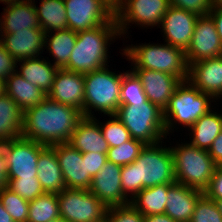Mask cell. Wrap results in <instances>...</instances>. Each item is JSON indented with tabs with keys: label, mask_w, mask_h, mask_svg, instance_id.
<instances>
[{
	"label": "cell",
	"mask_w": 222,
	"mask_h": 222,
	"mask_svg": "<svg viewBox=\"0 0 222 222\" xmlns=\"http://www.w3.org/2000/svg\"><path fill=\"white\" fill-rule=\"evenodd\" d=\"M114 12L123 4L125 0H103Z\"/></svg>",
	"instance_id": "49"
},
{
	"label": "cell",
	"mask_w": 222,
	"mask_h": 222,
	"mask_svg": "<svg viewBox=\"0 0 222 222\" xmlns=\"http://www.w3.org/2000/svg\"><path fill=\"white\" fill-rule=\"evenodd\" d=\"M6 80L0 76V95L5 93Z\"/></svg>",
	"instance_id": "50"
},
{
	"label": "cell",
	"mask_w": 222,
	"mask_h": 222,
	"mask_svg": "<svg viewBox=\"0 0 222 222\" xmlns=\"http://www.w3.org/2000/svg\"><path fill=\"white\" fill-rule=\"evenodd\" d=\"M198 17L184 9L170 6L158 27L162 29L164 42L186 51L191 43Z\"/></svg>",
	"instance_id": "16"
},
{
	"label": "cell",
	"mask_w": 222,
	"mask_h": 222,
	"mask_svg": "<svg viewBox=\"0 0 222 222\" xmlns=\"http://www.w3.org/2000/svg\"><path fill=\"white\" fill-rule=\"evenodd\" d=\"M40 1V0H39ZM40 28L45 32L67 29L66 8L63 0H41L39 7L36 2Z\"/></svg>",
	"instance_id": "31"
},
{
	"label": "cell",
	"mask_w": 222,
	"mask_h": 222,
	"mask_svg": "<svg viewBox=\"0 0 222 222\" xmlns=\"http://www.w3.org/2000/svg\"><path fill=\"white\" fill-rule=\"evenodd\" d=\"M2 144L8 166L7 178L37 177V161L45 145L22 136Z\"/></svg>",
	"instance_id": "12"
},
{
	"label": "cell",
	"mask_w": 222,
	"mask_h": 222,
	"mask_svg": "<svg viewBox=\"0 0 222 222\" xmlns=\"http://www.w3.org/2000/svg\"><path fill=\"white\" fill-rule=\"evenodd\" d=\"M170 6L184 9L198 16H206L212 9L211 0H169Z\"/></svg>",
	"instance_id": "40"
},
{
	"label": "cell",
	"mask_w": 222,
	"mask_h": 222,
	"mask_svg": "<svg viewBox=\"0 0 222 222\" xmlns=\"http://www.w3.org/2000/svg\"><path fill=\"white\" fill-rule=\"evenodd\" d=\"M163 141L145 144L134 162L122 166L121 186L130 201L145 188L175 183L173 155Z\"/></svg>",
	"instance_id": "2"
},
{
	"label": "cell",
	"mask_w": 222,
	"mask_h": 222,
	"mask_svg": "<svg viewBox=\"0 0 222 222\" xmlns=\"http://www.w3.org/2000/svg\"><path fill=\"white\" fill-rule=\"evenodd\" d=\"M203 195L200 190L175 182L168 189L165 214L177 222H190L195 206Z\"/></svg>",
	"instance_id": "22"
},
{
	"label": "cell",
	"mask_w": 222,
	"mask_h": 222,
	"mask_svg": "<svg viewBox=\"0 0 222 222\" xmlns=\"http://www.w3.org/2000/svg\"><path fill=\"white\" fill-rule=\"evenodd\" d=\"M178 143V144H177ZM170 146L175 182L204 192L209 186L216 164L208 150L197 148L187 142Z\"/></svg>",
	"instance_id": "7"
},
{
	"label": "cell",
	"mask_w": 222,
	"mask_h": 222,
	"mask_svg": "<svg viewBox=\"0 0 222 222\" xmlns=\"http://www.w3.org/2000/svg\"><path fill=\"white\" fill-rule=\"evenodd\" d=\"M212 8H221L222 9V0H211Z\"/></svg>",
	"instance_id": "51"
},
{
	"label": "cell",
	"mask_w": 222,
	"mask_h": 222,
	"mask_svg": "<svg viewBox=\"0 0 222 222\" xmlns=\"http://www.w3.org/2000/svg\"><path fill=\"white\" fill-rule=\"evenodd\" d=\"M22 1H28V2H37V0H22Z\"/></svg>",
	"instance_id": "55"
},
{
	"label": "cell",
	"mask_w": 222,
	"mask_h": 222,
	"mask_svg": "<svg viewBox=\"0 0 222 222\" xmlns=\"http://www.w3.org/2000/svg\"><path fill=\"white\" fill-rule=\"evenodd\" d=\"M208 15L213 19L220 42L222 44V9L212 8Z\"/></svg>",
	"instance_id": "46"
},
{
	"label": "cell",
	"mask_w": 222,
	"mask_h": 222,
	"mask_svg": "<svg viewBox=\"0 0 222 222\" xmlns=\"http://www.w3.org/2000/svg\"><path fill=\"white\" fill-rule=\"evenodd\" d=\"M60 218L68 222H104L107 207L89 190L65 188L57 194Z\"/></svg>",
	"instance_id": "9"
},
{
	"label": "cell",
	"mask_w": 222,
	"mask_h": 222,
	"mask_svg": "<svg viewBox=\"0 0 222 222\" xmlns=\"http://www.w3.org/2000/svg\"><path fill=\"white\" fill-rule=\"evenodd\" d=\"M190 222H222V214L215 201L203 195L195 206Z\"/></svg>",
	"instance_id": "38"
},
{
	"label": "cell",
	"mask_w": 222,
	"mask_h": 222,
	"mask_svg": "<svg viewBox=\"0 0 222 222\" xmlns=\"http://www.w3.org/2000/svg\"><path fill=\"white\" fill-rule=\"evenodd\" d=\"M83 113L46 97L24 111L22 137L45 146L68 143Z\"/></svg>",
	"instance_id": "1"
},
{
	"label": "cell",
	"mask_w": 222,
	"mask_h": 222,
	"mask_svg": "<svg viewBox=\"0 0 222 222\" xmlns=\"http://www.w3.org/2000/svg\"><path fill=\"white\" fill-rule=\"evenodd\" d=\"M45 32L42 29H26L13 34H1V43L16 61L39 57L44 51Z\"/></svg>",
	"instance_id": "20"
},
{
	"label": "cell",
	"mask_w": 222,
	"mask_h": 222,
	"mask_svg": "<svg viewBox=\"0 0 222 222\" xmlns=\"http://www.w3.org/2000/svg\"><path fill=\"white\" fill-rule=\"evenodd\" d=\"M84 74L59 68L47 97L64 105L72 106L84 116Z\"/></svg>",
	"instance_id": "18"
},
{
	"label": "cell",
	"mask_w": 222,
	"mask_h": 222,
	"mask_svg": "<svg viewBox=\"0 0 222 222\" xmlns=\"http://www.w3.org/2000/svg\"><path fill=\"white\" fill-rule=\"evenodd\" d=\"M144 222H177L173 220L170 216L167 214H154V215H148L144 216Z\"/></svg>",
	"instance_id": "47"
},
{
	"label": "cell",
	"mask_w": 222,
	"mask_h": 222,
	"mask_svg": "<svg viewBox=\"0 0 222 222\" xmlns=\"http://www.w3.org/2000/svg\"><path fill=\"white\" fill-rule=\"evenodd\" d=\"M42 57L17 61L16 72L47 94L52 88L55 74L59 68L51 63L49 57L46 58L47 60Z\"/></svg>",
	"instance_id": "24"
},
{
	"label": "cell",
	"mask_w": 222,
	"mask_h": 222,
	"mask_svg": "<svg viewBox=\"0 0 222 222\" xmlns=\"http://www.w3.org/2000/svg\"><path fill=\"white\" fill-rule=\"evenodd\" d=\"M173 184H161L141 190L130 204L143 216L164 214L168 189Z\"/></svg>",
	"instance_id": "30"
},
{
	"label": "cell",
	"mask_w": 222,
	"mask_h": 222,
	"mask_svg": "<svg viewBox=\"0 0 222 222\" xmlns=\"http://www.w3.org/2000/svg\"><path fill=\"white\" fill-rule=\"evenodd\" d=\"M59 218V202L56 193H45L29 201L27 222H51Z\"/></svg>",
	"instance_id": "32"
},
{
	"label": "cell",
	"mask_w": 222,
	"mask_h": 222,
	"mask_svg": "<svg viewBox=\"0 0 222 222\" xmlns=\"http://www.w3.org/2000/svg\"><path fill=\"white\" fill-rule=\"evenodd\" d=\"M220 112V113H219ZM222 111L210 109L201 116L187 131L190 144L200 149L209 150L213 141L222 131Z\"/></svg>",
	"instance_id": "26"
},
{
	"label": "cell",
	"mask_w": 222,
	"mask_h": 222,
	"mask_svg": "<svg viewBox=\"0 0 222 222\" xmlns=\"http://www.w3.org/2000/svg\"><path fill=\"white\" fill-rule=\"evenodd\" d=\"M15 58L0 43V76L5 80L16 71Z\"/></svg>",
	"instance_id": "42"
},
{
	"label": "cell",
	"mask_w": 222,
	"mask_h": 222,
	"mask_svg": "<svg viewBox=\"0 0 222 222\" xmlns=\"http://www.w3.org/2000/svg\"><path fill=\"white\" fill-rule=\"evenodd\" d=\"M1 38H2V35H1V26H0V43H1Z\"/></svg>",
	"instance_id": "56"
},
{
	"label": "cell",
	"mask_w": 222,
	"mask_h": 222,
	"mask_svg": "<svg viewBox=\"0 0 222 222\" xmlns=\"http://www.w3.org/2000/svg\"><path fill=\"white\" fill-rule=\"evenodd\" d=\"M114 116L123 123L133 139L144 144H155L168 139L163 110L149 100L140 107L120 105Z\"/></svg>",
	"instance_id": "8"
},
{
	"label": "cell",
	"mask_w": 222,
	"mask_h": 222,
	"mask_svg": "<svg viewBox=\"0 0 222 222\" xmlns=\"http://www.w3.org/2000/svg\"><path fill=\"white\" fill-rule=\"evenodd\" d=\"M210 156L212 157L214 163L217 166H222V131L213 141L211 147L208 150Z\"/></svg>",
	"instance_id": "44"
},
{
	"label": "cell",
	"mask_w": 222,
	"mask_h": 222,
	"mask_svg": "<svg viewBox=\"0 0 222 222\" xmlns=\"http://www.w3.org/2000/svg\"><path fill=\"white\" fill-rule=\"evenodd\" d=\"M8 188L27 201L45 194L37 177L8 178Z\"/></svg>",
	"instance_id": "37"
},
{
	"label": "cell",
	"mask_w": 222,
	"mask_h": 222,
	"mask_svg": "<svg viewBox=\"0 0 222 222\" xmlns=\"http://www.w3.org/2000/svg\"><path fill=\"white\" fill-rule=\"evenodd\" d=\"M51 222H68V221H66L65 219L59 218V219L53 220Z\"/></svg>",
	"instance_id": "54"
},
{
	"label": "cell",
	"mask_w": 222,
	"mask_h": 222,
	"mask_svg": "<svg viewBox=\"0 0 222 222\" xmlns=\"http://www.w3.org/2000/svg\"><path fill=\"white\" fill-rule=\"evenodd\" d=\"M0 17L1 34H13L26 29H41L34 2L17 1L3 8Z\"/></svg>",
	"instance_id": "21"
},
{
	"label": "cell",
	"mask_w": 222,
	"mask_h": 222,
	"mask_svg": "<svg viewBox=\"0 0 222 222\" xmlns=\"http://www.w3.org/2000/svg\"><path fill=\"white\" fill-rule=\"evenodd\" d=\"M17 1H20V0H0V3H3L4 5H9L13 2H17Z\"/></svg>",
	"instance_id": "53"
},
{
	"label": "cell",
	"mask_w": 222,
	"mask_h": 222,
	"mask_svg": "<svg viewBox=\"0 0 222 222\" xmlns=\"http://www.w3.org/2000/svg\"><path fill=\"white\" fill-rule=\"evenodd\" d=\"M188 81L214 100L222 98V56L191 63Z\"/></svg>",
	"instance_id": "19"
},
{
	"label": "cell",
	"mask_w": 222,
	"mask_h": 222,
	"mask_svg": "<svg viewBox=\"0 0 222 222\" xmlns=\"http://www.w3.org/2000/svg\"><path fill=\"white\" fill-rule=\"evenodd\" d=\"M51 147L55 150L65 187L89 190L93 177L87 172L86 153H81L69 143L55 144Z\"/></svg>",
	"instance_id": "13"
},
{
	"label": "cell",
	"mask_w": 222,
	"mask_h": 222,
	"mask_svg": "<svg viewBox=\"0 0 222 222\" xmlns=\"http://www.w3.org/2000/svg\"><path fill=\"white\" fill-rule=\"evenodd\" d=\"M142 43L124 47L119 53L128 61H131V69H148L162 71L188 80V64L185 51L176 46L154 43ZM127 57V58H126Z\"/></svg>",
	"instance_id": "4"
},
{
	"label": "cell",
	"mask_w": 222,
	"mask_h": 222,
	"mask_svg": "<svg viewBox=\"0 0 222 222\" xmlns=\"http://www.w3.org/2000/svg\"><path fill=\"white\" fill-rule=\"evenodd\" d=\"M109 120L105 123L100 122L95 116L94 119L99 123L102 134L110 147H117L124 142L129 141L132 137L123 123L114 115L109 116Z\"/></svg>",
	"instance_id": "36"
},
{
	"label": "cell",
	"mask_w": 222,
	"mask_h": 222,
	"mask_svg": "<svg viewBox=\"0 0 222 222\" xmlns=\"http://www.w3.org/2000/svg\"><path fill=\"white\" fill-rule=\"evenodd\" d=\"M24 111L6 93L0 95V143L22 136Z\"/></svg>",
	"instance_id": "28"
},
{
	"label": "cell",
	"mask_w": 222,
	"mask_h": 222,
	"mask_svg": "<svg viewBox=\"0 0 222 222\" xmlns=\"http://www.w3.org/2000/svg\"><path fill=\"white\" fill-rule=\"evenodd\" d=\"M104 222H144V216L131 204L107 208Z\"/></svg>",
	"instance_id": "39"
},
{
	"label": "cell",
	"mask_w": 222,
	"mask_h": 222,
	"mask_svg": "<svg viewBox=\"0 0 222 222\" xmlns=\"http://www.w3.org/2000/svg\"><path fill=\"white\" fill-rule=\"evenodd\" d=\"M145 144L137 139L131 138L117 147H110L106 153L107 160L114 164L125 166L134 162Z\"/></svg>",
	"instance_id": "34"
},
{
	"label": "cell",
	"mask_w": 222,
	"mask_h": 222,
	"mask_svg": "<svg viewBox=\"0 0 222 222\" xmlns=\"http://www.w3.org/2000/svg\"><path fill=\"white\" fill-rule=\"evenodd\" d=\"M203 193L211 200L222 199V166H216L209 186Z\"/></svg>",
	"instance_id": "41"
},
{
	"label": "cell",
	"mask_w": 222,
	"mask_h": 222,
	"mask_svg": "<svg viewBox=\"0 0 222 222\" xmlns=\"http://www.w3.org/2000/svg\"><path fill=\"white\" fill-rule=\"evenodd\" d=\"M77 39V33L71 29L56 30L45 34L44 50L52 55V64L58 68H63L70 58L74 44Z\"/></svg>",
	"instance_id": "29"
},
{
	"label": "cell",
	"mask_w": 222,
	"mask_h": 222,
	"mask_svg": "<svg viewBox=\"0 0 222 222\" xmlns=\"http://www.w3.org/2000/svg\"><path fill=\"white\" fill-rule=\"evenodd\" d=\"M106 66L97 71L84 74V117L94 118L97 112L103 115H115L120 106L123 73L111 71ZM94 110V111H92Z\"/></svg>",
	"instance_id": "6"
},
{
	"label": "cell",
	"mask_w": 222,
	"mask_h": 222,
	"mask_svg": "<svg viewBox=\"0 0 222 222\" xmlns=\"http://www.w3.org/2000/svg\"><path fill=\"white\" fill-rule=\"evenodd\" d=\"M37 178L45 193L58 194L66 188L55 150L51 146H46L39 154Z\"/></svg>",
	"instance_id": "25"
},
{
	"label": "cell",
	"mask_w": 222,
	"mask_h": 222,
	"mask_svg": "<svg viewBox=\"0 0 222 222\" xmlns=\"http://www.w3.org/2000/svg\"><path fill=\"white\" fill-rule=\"evenodd\" d=\"M67 28L78 33L111 22L115 12L103 0H63Z\"/></svg>",
	"instance_id": "11"
},
{
	"label": "cell",
	"mask_w": 222,
	"mask_h": 222,
	"mask_svg": "<svg viewBox=\"0 0 222 222\" xmlns=\"http://www.w3.org/2000/svg\"><path fill=\"white\" fill-rule=\"evenodd\" d=\"M0 222H14L11 215L5 210L2 202L0 201Z\"/></svg>",
	"instance_id": "48"
},
{
	"label": "cell",
	"mask_w": 222,
	"mask_h": 222,
	"mask_svg": "<svg viewBox=\"0 0 222 222\" xmlns=\"http://www.w3.org/2000/svg\"><path fill=\"white\" fill-rule=\"evenodd\" d=\"M118 38L121 36L116 18L104 25L78 32L73 51L63 68L85 74L109 66L108 48Z\"/></svg>",
	"instance_id": "3"
},
{
	"label": "cell",
	"mask_w": 222,
	"mask_h": 222,
	"mask_svg": "<svg viewBox=\"0 0 222 222\" xmlns=\"http://www.w3.org/2000/svg\"><path fill=\"white\" fill-rule=\"evenodd\" d=\"M0 201L5 210L11 215L14 222H27L29 201L21 198L8 187L0 190Z\"/></svg>",
	"instance_id": "35"
},
{
	"label": "cell",
	"mask_w": 222,
	"mask_h": 222,
	"mask_svg": "<svg viewBox=\"0 0 222 222\" xmlns=\"http://www.w3.org/2000/svg\"><path fill=\"white\" fill-rule=\"evenodd\" d=\"M5 93L23 110L40 104L47 94L36 85L25 80L16 71L6 79Z\"/></svg>",
	"instance_id": "27"
},
{
	"label": "cell",
	"mask_w": 222,
	"mask_h": 222,
	"mask_svg": "<svg viewBox=\"0 0 222 222\" xmlns=\"http://www.w3.org/2000/svg\"><path fill=\"white\" fill-rule=\"evenodd\" d=\"M169 7V0H125L115 11L120 36L125 40L129 35L130 23L142 29L158 28Z\"/></svg>",
	"instance_id": "10"
},
{
	"label": "cell",
	"mask_w": 222,
	"mask_h": 222,
	"mask_svg": "<svg viewBox=\"0 0 222 222\" xmlns=\"http://www.w3.org/2000/svg\"><path fill=\"white\" fill-rule=\"evenodd\" d=\"M211 102L216 103L210 95L201 92L188 80L182 81L163 111L166 135L170 136V133H174V129H180L177 127L179 124L188 130L201 116L215 106Z\"/></svg>",
	"instance_id": "5"
},
{
	"label": "cell",
	"mask_w": 222,
	"mask_h": 222,
	"mask_svg": "<svg viewBox=\"0 0 222 222\" xmlns=\"http://www.w3.org/2000/svg\"><path fill=\"white\" fill-rule=\"evenodd\" d=\"M216 205L218 206L219 212L222 214V199L214 200Z\"/></svg>",
	"instance_id": "52"
},
{
	"label": "cell",
	"mask_w": 222,
	"mask_h": 222,
	"mask_svg": "<svg viewBox=\"0 0 222 222\" xmlns=\"http://www.w3.org/2000/svg\"><path fill=\"white\" fill-rule=\"evenodd\" d=\"M140 80L147 99L161 110L168 106L182 80L171 74L148 69H130Z\"/></svg>",
	"instance_id": "17"
},
{
	"label": "cell",
	"mask_w": 222,
	"mask_h": 222,
	"mask_svg": "<svg viewBox=\"0 0 222 222\" xmlns=\"http://www.w3.org/2000/svg\"><path fill=\"white\" fill-rule=\"evenodd\" d=\"M122 166L107 161L92 178L89 191L92 192L107 208L130 204L121 186Z\"/></svg>",
	"instance_id": "15"
},
{
	"label": "cell",
	"mask_w": 222,
	"mask_h": 222,
	"mask_svg": "<svg viewBox=\"0 0 222 222\" xmlns=\"http://www.w3.org/2000/svg\"><path fill=\"white\" fill-rule=\"evenodd\" d=\"M8 166L5 157L4 145L0 143V190L8 187Z\"/></svg>",
	"instance_id": "45"
},
{
	"label": "cell",
	"mask_w": 222,
	"mask_h": 222,
	"mask_svg": "<svg viewBox=\"0 0 222 222\" xmlns=\"http://www.w3.org/2000/svg\"><path fill=\"white\" fill-rule=\"evenodd\" d=\"M68 143L81 153H107L109 149L100 125L94 118L84 117L78 123Z\"/></svg>",
	"instance_id": "23"
},
{
	"label": "cell",
	"mask_w": 222,
	"mask_h": 222,
	"mask_svg": "<svg viewBox=\"0 0 222 222\" xmlns=\"http://www.w3.org/2000/svg\"><path fill=\"white\" fill-rule=\"evenodd\" d=\"M107 161L106 153H86L87 172L94 177Z\"/></svg>",
	"instance_id": "43"
},
{
	"label": "cell",
	"mask_w": 222,
	"mask_h": 222,
	"mask_svg": "<svg viewBox=\"0 0 222 222\" xmlns=\"http://www.w3.org/2000/svg\"><path fill=\"white\" fill-rule=\"evenodd\" d=\"M148 101L144 93L142 84L136 75L131 71H123V81L121 84L120 105H132L140 107Z\"/></svg>",
	"instance_id": "33"
},
{
	"label": "cell",
	"mask_w": 222,
	"mask_h": 222,
	"mask_svg": "<svg viewBox=\"0 0 222 222\" xmlns=\"http://www.w3.org/2000/svg\"><path fill=\"white\" fill-rule=\"evenodd\" d=\"M185 56L188 66L199 60L222 56V44L209 15L198 17Z\"/></svg>",
	"instance_id": "14"
}]
</instances>
